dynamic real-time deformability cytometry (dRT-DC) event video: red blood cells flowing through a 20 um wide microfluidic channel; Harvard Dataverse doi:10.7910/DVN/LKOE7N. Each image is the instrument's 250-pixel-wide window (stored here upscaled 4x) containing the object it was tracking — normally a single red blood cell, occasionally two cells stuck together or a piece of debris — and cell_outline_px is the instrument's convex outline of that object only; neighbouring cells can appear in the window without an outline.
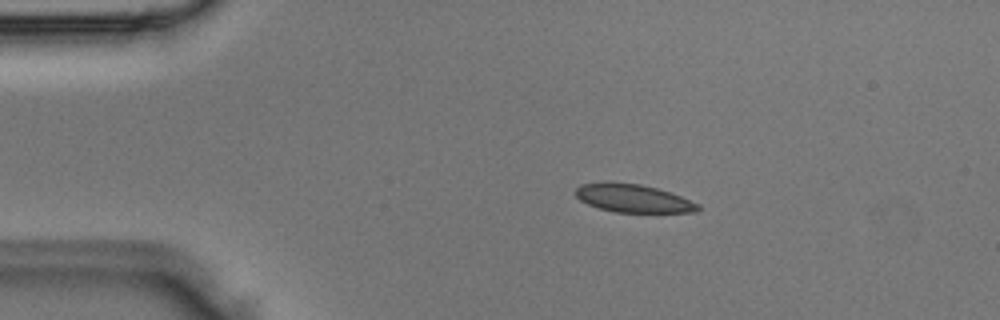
{"species": "Egyptian fruit bat (a non-hibernating species)", "species_latin": "Rousettus aegyptiacus", "temperature_condition": "room temperature", "stored_images_in_passage": 4, "camera_frame_rate_fps": 3000, "um_per_image_px": 0.085, "animal": {"sex": "male"}, "frame": {"image": 1, "passage_image": 2, "time_ms": 0.333, "image_size_px": [1000, 320], "cell_outline_px": [[700, 208], [696, 212], [616, 212], [600, 208], [588, 204], [580, 200], [576, 196], [576, 188], [580, 184], [604, 180], [612, 180], [640, 184], [656, 188], [680, 196], [700, 204]], "centroid_in_image_um": [53.76, 16.82], "position_along_channel_um": 31.2, "area_um2": 20.29}}
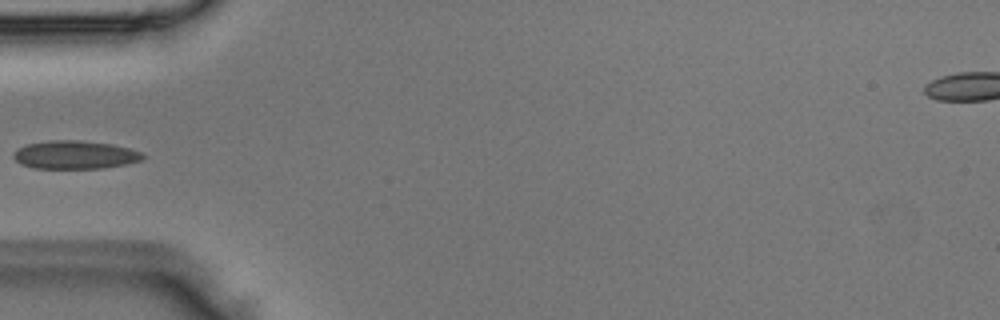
{"frame": {"image": 2, "passage_image": 4, "time_ms": 1.0, "image_size_px": [1000, 320], "cell_outline_px": [[144, 156], [140, 160], [124, 164], [104, 168], [36, 168], [20, 164], [12, 156], [16, 148], [28, 144], [48, 140], [76, 140], [112, 144], [144, 152]], "centroid_in_image_um": [6.34, 13.15], "position_along_channel_um": 78.7, "area_um2": 21.21}}